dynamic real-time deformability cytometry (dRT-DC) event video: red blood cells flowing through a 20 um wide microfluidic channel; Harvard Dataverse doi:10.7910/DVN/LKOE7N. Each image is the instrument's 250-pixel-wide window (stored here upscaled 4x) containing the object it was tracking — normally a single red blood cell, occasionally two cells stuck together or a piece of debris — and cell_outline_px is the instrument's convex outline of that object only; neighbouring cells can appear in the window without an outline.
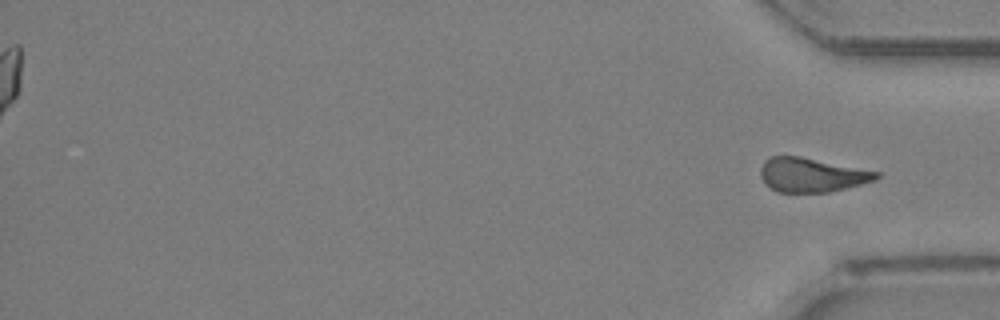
{"species": "Egyptian fruit bat (a non-hibernating species)", "species_latin": "Rousettus aegyptiacus", "temperature_condition": "room temperature", "stored_images_in_passage": 30, "segment_of_instrument_passage": [2, 2], "camera_frame_rate_fps": 3000, "um_per_image_px": 0.085, "animal": {"sex": "female"}, "frame": {"image": 1, "passage_image": 30, "time_ms": 9.667, "image_size_px": [1000, 320], "cell_outline_px": [[880, 176], [876, 180], [828, 192], [776, 192], [760, 176], [760, 168], [764, 160], [772, 156], [800, 156], [880, 172]], "centroid_in_image_um": [68.99, 14.86], "position_along_channel_um": 366.2, "area_um2": 22.83}}